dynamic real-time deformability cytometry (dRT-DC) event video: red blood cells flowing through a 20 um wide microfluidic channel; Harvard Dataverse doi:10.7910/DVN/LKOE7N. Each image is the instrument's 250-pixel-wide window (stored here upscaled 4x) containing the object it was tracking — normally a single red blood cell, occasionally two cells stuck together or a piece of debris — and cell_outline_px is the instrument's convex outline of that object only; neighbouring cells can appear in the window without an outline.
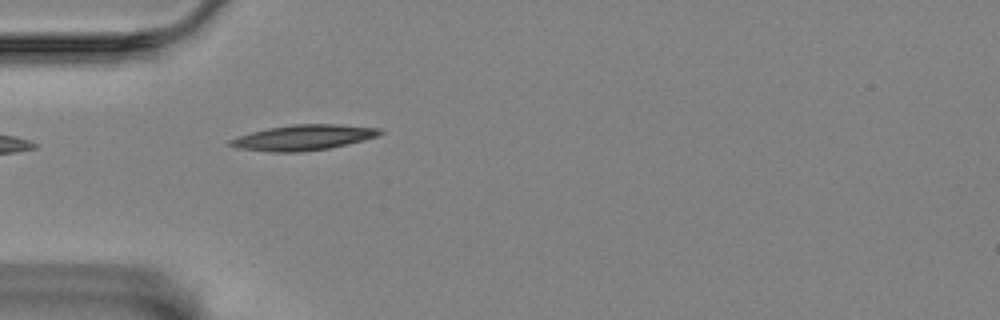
{"species": "Egyptian fruit bat (a non-hibernating species)", "species_latin": "Rousettus aegyptiacus", "temperature_condition": "room temperature", "stored_images_in_passage": 42, "camera_frame_rate_fps": 3000, "um_per_image_px": 0.085, "animal": {"sex": "female"}, "frame": {"image": 1, "passage_image": 1, "time_ms": 0.0, "image_size_px": [1000, 320], "cell_outline_px": [[384, 132], [376, 136], [348, 144], [328, 148], [300, 152], [272, 152], [236, 148], [228, 144], [228, 140], [252, 132], [268, 128], [292, 124], [340, 124], [380, 128]], "centroid_in_image_um": [25.78, 11.69], "position_along_channel_um": 59.2, "area_um2": 22.08}}
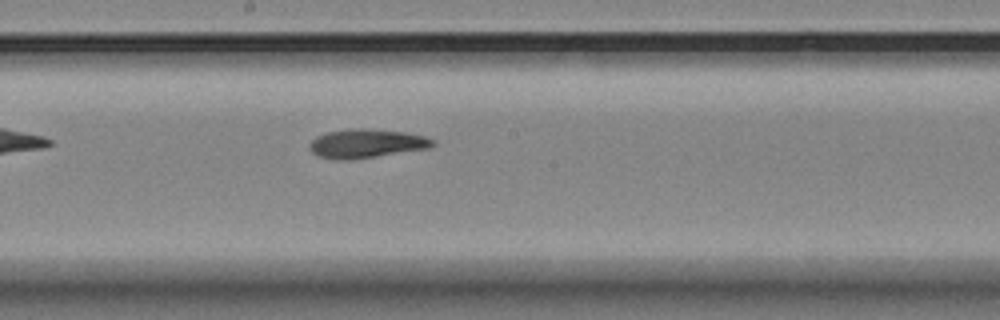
{"frame": {"image": 2, "passage_image": 15, "time_ms": 4.667, "image_size_px": [1000, 320], "cell_outline_px": [[436, 144], [432, 148], [344, 160], [336, 160], [320, 156], [312, 152], [308, 144], [316, 136], [328, 132], [356, 128], [364, 128], [404, 132], [424, 136], [436, 140]], "centroid_in_image_um": [31.18, 12.19], "position_along_channel_um": 217.0, "area_um2": 20.52}}
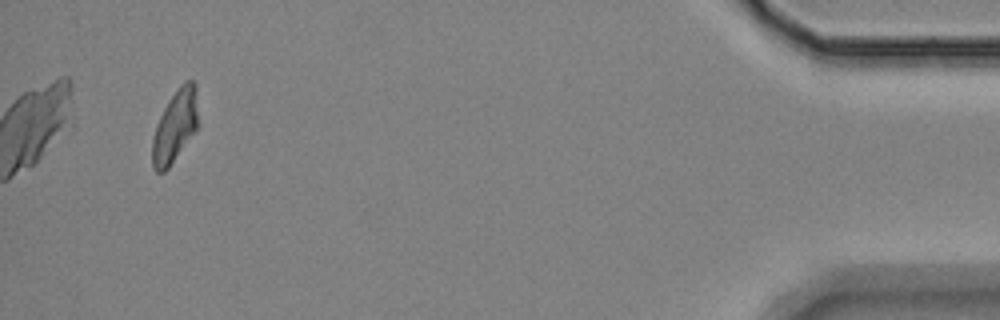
{"frame": {"image": 3, "passage_image": 39, "time_ms": 12.667, "image_size_px": [1000, 320], "cell_outline_px": [[200, 124], [196, 132], [168, 168], [164, 172], [156, 172], [152, 168], [152, 140], [156, 124], [168, 100], [180, 84], [184, 80], [192, 80], [196, 84]], "centroid_in_image_um": [14.92, 10.7], "position_along_channel_um": 420.3, "area_um2": 19.94}, "authors_computed_cell_mechanics": {"area_um2": 20.0277, "velocity_mm_per_s": 3.4451, "shape_relaxation_time_tau1_ms": 6.6261, "shape_relaxation_time_tau2_ms": 5.1495, "deformation_change_tau1": 0.2022, "deformation_change_tau2": 0.1315}}